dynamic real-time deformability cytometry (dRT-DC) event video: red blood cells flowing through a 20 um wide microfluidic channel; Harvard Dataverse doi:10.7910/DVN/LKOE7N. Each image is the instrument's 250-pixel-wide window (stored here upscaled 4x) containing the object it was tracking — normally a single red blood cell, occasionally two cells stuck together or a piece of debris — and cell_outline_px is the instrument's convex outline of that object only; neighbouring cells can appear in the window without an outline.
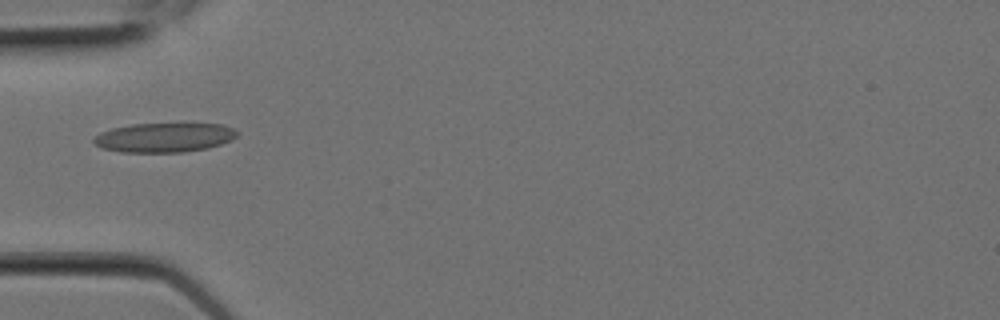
{"species": "Egyptian fruit bat (a non-hibernating species)", "species_latin": "Rousettus aegyptiacus", "temperature_condition": "room temperature", "stored_images_in_passage": 9, "camera_frame_rate_fps": 3000, "um_per_image_px": 0.085, "animal": {"sex": "female"}, "frame": {"image": 1, "passage_image": 6, "time_ms": 1.667, "image_size_px": [1000, 320], "cell_outline_px": [[240, 132], [232, 140], [208, 148], [184, 152], [120, 152], [100, 148], [92, 140], [100, 132], [112, 128], [132, 124], [224, 124]], "centroid_in_image_um": [13.96, 11.69], "position_along_channel_um": 71.0, "area_um2": 24.57}}
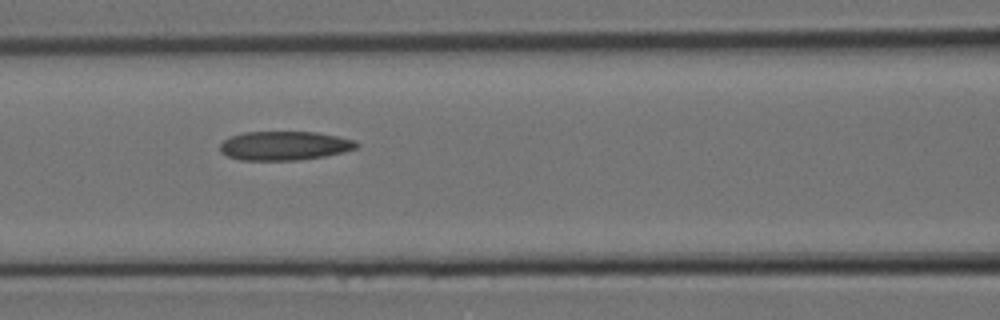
{"frame": {"image": 2, "passage_image": 8, "time_ms": 2.333, "image_size_px": [1000, 320], "cell_outline_px": [[360, 148], [344, 152], [324, 156], [296, 160], [240, 160], [228, 156], [220, 152], [220, 144], [224, 140], [232, 136], [244, 132], [316, 132], [356, 140], [360, 144]], "centroid_in_image_um": [24.22, 12.39], "position_along_channel_um": 142.4, "area_um2": 23.12}}
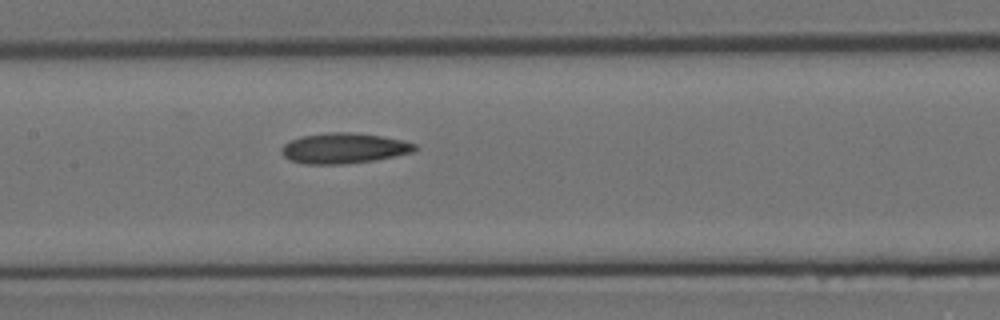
{"frame": {"image": 3, "passage_image": 9, "time_ms": 2.667, "image_size_px": [1000, 320], "cell_outline_px": [[416, 148], [412, 152], [376, 160], [344, 164], [304, 164], [288, 160], [280, 152], [280, 148], [284, 144], [292, 140], [304, 136], [328, 132], [352, 132], [384, 136], [404, 140], [416, 144]], "centroid_in_image_um": [29.22, 12.6], "position_along_channel_um": 178.2, "area_um2": 23.76}}